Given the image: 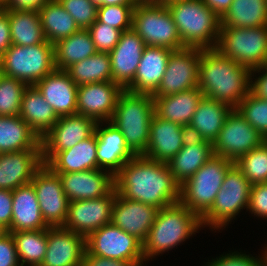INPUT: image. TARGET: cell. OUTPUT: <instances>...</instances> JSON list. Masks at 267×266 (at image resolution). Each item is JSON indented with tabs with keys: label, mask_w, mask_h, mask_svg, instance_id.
Wrapping results in <instances>:
<instances>
[{
	"label": "cell",
	"mask_w": 267,
	"mask_h": 266,
	"mask_svg": "<svg viewBox=\"0 0 267 266\" xmlns=\"http://www.w3.org/2000/svg\"><path fill=\"white\" fill-rule=\"evenodd\" d=\"M85 237L63 227L47 228V248L40 266H82Z\"/></svg>",
	"instance_id": "ffe728a7"
},
{
	"label": "cell",
	"mask_w": 267,
	"mask_h": 266,
	"mask_svg": "<svg viewBox=\"0 0 267 266\" xmlns=\"http://www.w3.org/2000/svg\"><path fill=\"white\" fill-rule=\"evenodd\" d=\"M97 52L89 31L80 29L54 44L55 69L66 70Z\"/></svg>",
	"instance_id": "e575fe53"
},
{
	"label": "cell",
	"mask_w": 267,
	"mask_h": 266,
	"mask_svg": "<svg viewBox=\"0 0 267 266\" xmlns=\"http://www.w3.org/2000/svg\"><path fill=\"white\" fill-rule=\"evenodd\" d=\"M220 28H252L267 25L266 0H233L220 18Z\"/></svg>",
	"instance_id": "836d02e7"
},
{
	"label": "cell",
	"mask_w": 267,
	"mask_h": 266,
	"mask_svg": "<svg viewBox=\"0 0 267 266\" xmlns=\"http://www.w3.org/2000/svg\"><path fill=\"white\" fill-rule=\"evenodd\" d=\"M34 86L58 117L77 114L78 86L66 70L54 69Z\"/></svg>",
	"instance_id": "d4e9b609"
},
{
	"label": "cell",
	"mask_w": 267,
	"mask_h": 266,
	"mask_svg": "<svg viewBox=\"0 0 267 266\" xmlns=\"http://www.w3.org/2000/svg\"><path fill=\"white\" fill-rule=\"evenodd\" d=\"M136 5H104L97 10V21L122 32L132 29V14Z\"/></svg>",
	"instance_id": "7bdbcfd3"
},
{
	"label": "cell",
	"mask_w": 267,
	"mask_h": 266,
	"mask_svg": "<svg viewBox=\"0 0 267 266\" xmlns=\"http://www.w3.org/2000/svg\"><path fill=\"white\" fill-rule=\"evenodd\" d=\"M28 85L16 78L0 75V116H18Z\"/></svg>",
	"instance_id": "60d3db41"
},
{
	"label": "cell",
	"mask_w": 267,
	"mask_h": 266,
	"mask_svg": "<svg viewBox=\"0 0 267 266\" xmlns=\"http://www.w3.org/2000/svg\"><path fill=\"white\" fill-rule=\"evenodd\" d=\"M74 18L79 29L87 30L97 20L98 7L90 0H57Z\"/></svg>",
	"instance_id": "ee69618b"
},
{
	"label": "cell",
	"mask_w": 267,
	"mask_h": 266,
	"mask_svg": "<svg viewBox=\"0 0 267 266\" xmlns=\"http://www.w3.org/2000/svg\"><path fill=\"white\" fill-rule=\"evenodd\" d=\"M265 141L266 139L245 120L237 109H232L212 143L213 153L235 163Z\"/></svg>",
	"instance_id": "7c38bea8"
},
{
	"label": "cell",
	"mask_w": 267,
	"mask_h": 266,
	"mask_svg": "<svg viewBox=\"0 0 267 266\" xmlns=\"http://www.w3.org/2000/svg\"><path fill=\"white\" fill-rule=\"evenodd\" d=\"M95 134L98 169L108 171L115 176L135 155L127 147L123 134L110 121L97 122Z\"/></svg>",
	"instance_id": "603a6c76"
},
{
	"label": "cell",
	"mask_w": 267,
	"mask_h": 266,
	"mask_svg": "<svg viewBox=\"0 0 267 266\" xmlns=\"http://www.w3.org/2000/svg\"><path fill=\"white\" fill-rule=\"evenodd\" d=\"M247 211L259 218H267V183L251 186Z\"/></svg>",
	"instance_id": "7dc6e473"
},
{
	"label": "cell",
	"mask_w": 267,
	"mask_h": 266,
	"mask_svg": "<svg viewBox=\"0 0 267 266\" xmlns=\"http://www.w3.org/2000/svg\"><path fill=\"white\" fill-rule=\"evenodd\" d=\"M19 116L41 139L59 119L54 109L34 85L24 90Z\"/></svg>",
	"instance_id": "d6a6232c"
},
{
	"label": "cell",
	"mask_w": 267,
	"mask_h": 266,
	"mask_svg": "<svg viewBox=\"0 0 267 266\" xmlns=\"http://www.w3.org/2000/svg\"><path fill=\"white\" fill-rule=\"evenodd\" d=\"M12 44L31 46L43 43L46 37L36 10H8Z\"/></svg>",
	"instance_id": "8d00e7d4"
},
{
	"label": "cell",
	"mask_w": 267,
	"mask_h": 266,
	"mask_svg": "<svg viewBox=\"0 0 267 266\" xmlns=\"http://www.w3.org/2000/svg\"><path fill=\"white\" fill-rule=\"evenodd\" d=\"M82 266H137L129 261H121L111 258L95 256L86 250L83 256Z\"/></svg>",
	"instance_id": "f907efd6"
},
{
	"label": "cell",
	"mask_w": 267,
	"mask_h": 266,
	"mask_svg": "<svg viewBox=\"0 0 267 266\" xmlns=\"http://www.w3.org/2000/svg\"><path fill=\"white\" fill-rule=\"evenodd\" d=\"M21 266H40L47 248V228L10 232Z\"/></svg>",
	"instance_id": "f35d334b"
},
{
	"label": "cell",
	"mask_w": 267,
	"mask_h": 266,
	"mask_svg": "<svg viewBox=\"0 0 267 266\" xmlns=\"http://www.w3.org/2000/svg\"><path fill=\"white\" fill-rule=\"evenodd\" d=\"M115 190L121 197L158 209L180 201V184L167 163L135 156L114 176Z\"/></svg>",
	"instance_id": "6da1fadb"
},
{
	"label": "cell",
	"mask_w": 267,
	"mask_h": 266,
	"mask_svg": "<svg viewBox=\"0 0 267 266\" xmlns=\"http://www.w3.org/2000/svg\"><path fill=\"white\" fill-rule=\"evenodd\" d=\"M189 137L186 127L160 118L156 113L150 122L149 143L143 157L168 163Z\"/></svg>",
	"instance_id": "ac0fdd59"
},
{
	"label": "cell",
	"mask_w": 267,
	"mask_h": 266,
	"mask_svg": "<svg viewBox=\"0 0 267 266\" xmlns=\"http://www.w3.org/2000/svg\"><path fill=\"white\" fill-rule=\"evenodd\" d=\"M97 7L106 5V0H90Z\"/></svg>",
	"instance_id": "91938a15"
},
{
	"label": "cell",
	"mask_w": 267,
	"mask_h": 266,
	"mask_svg": "<svg viewBox=\"0 0 267 266\" xmlns=\"http://www.w3.org/2000/svg\"><path fill=\"white\" fill-rule=\"evenodd\" d=\"M219 18H221L231 6L233 0H202Z\"/></svg>",
	"instance_id": "11a10c76"
},
{
	"label": "cell",
	"mask_w": 267,
	"mask_h": 266,
	"mask_svg": "<svg viewBox=\"0 0 267 266\" xmlns=\"http://www.w3.org/2000/svg\"><path fill=\"white\" fill-rule=\"evenodd\" d=\"M12 218L9 232L49 228L45 223L33 185L26 184L12 191Z\"/></svg>",
	"instance_id": "4316f807"
},
{
	"label": "cell",
	"mask_w": 267,
	"mask_h": 266,
	"mask_svg": "<svg viewBox=\"0 0 267 266\" xmlns=\"http://www.w3.org/2000/svg\"><path fill=\"white\" fill-rule=\"evenodd\" d=\"M97 122L84 115L59 117L41 139L42 160L46 164L57 152L72 148L95 133Z\"/></svg>",
	"instance_id": "9a60e30c"
},
{
	"label": "cell",
	"mask_w": 267,
	"mask_h": 266,
	"mask_svg": "<svg viewBox=\"0 0 267 266\" xmlns=\"http://www.w3.org/2000/svg\"><path fill=\"white\" fill-rule=\"evenodd\" d=\"M1 74L35 85L55 69L54 45L44 41L31 46L11 47L0 57Z\"/></svg>",
	"instance_id": "52a82bcc"
},
{
	"label": "cell",
	"mask_w": 267,
	"mask_h": 266,
	"mask_svg": "<svg viewBox=\"0 0 267 266\" xmlns=\"http://www.w3.org/2000/svg\"><path fill=\"white\" fill-rule=\"evenodd\" d=\"M9 233L8 228L0 223V239Z\"/></svg>",
	"instance_id": "680465c9"
},
{
	"label": "cell",
	"mask_w": 267,
	"mask_h": 266,
	"mask_svg": "<svg viewBox=\"0 0 267 266\" xmlns=\"http://www.w3.org/2000/svg\"><path fill=\"white\" fill-rule=\"evenodd\" d=\"M236 109L252 127L267 138V103L249 93Z\"/></svg>",
	"instance_id": "b9f144b4"
},
{
	"label": "cell",
	"mask_w": 267,
	"mask_h": 266,
	"mask_svg": "<svg viewBox=\"0 0 267 266\" xmlns=\"http://www.w3.org/2000/svg\"><path fill=\"white\" fill-rule=\"evenodd\" d=\"M167 7L184 47L216 48L220 18L202 0H180Z\"/></svg>",
	"instance_id": "5b68a950"
},
{
	"label": "cell",
	"mask_w": 267,
	"mask_h": 266,
	"mask_svg": "<svg viewBox=\"0 0 267 266\" xmlns=\"http://www.w3.org/2000/svg\"><path fill=\"white\" fill-rule=\"evenodd\" d=\"M264 249H265V251H263V252L265 254V266H267V246Z\"/></svg>",
	"instance_id": "6125c7cd"
},
{
	"label": "cell",
	"mask_w": 267,
	"mask_h": 266,
	"mask_svg": "<svg viewBox=\"0 0 267 266\" xmlns=\"http://www.w3.org/2000/svg\"><path fill=\"white\" fill-rule=\"evenodd\" d=\"M38 13L48 43L54 45L80 30L74 18L57 0H50L44 4Z\"/></svg>",
	"instance_id": "d590c367"
},
{
	"label": "cell",
	"mask_w": 267,
	"mask_h": 266,
	"mask_svg": "<svg viewBox=\"0 0 267 266\" xmlns=\"http://www.w3.org/2000/svg\"><path fill=\"white\" fill-rule=\"evenodd\" d=\"M232 109L222 102L203 96L187 127L189 136L213 143Z\"/></svg>",
	"instance_id": "83f0119b"
},
{
	"label": "cell",
	"mask_w": 267,
	"mask_h": 266,
	"mask_svg": "<svg viewBox=\"0 0 267 266\" xmlns=\"http://www.w3.org/2000/svg\"><path fill=\"white\" fill-rule=\"evenodd\" d=\"M86 251L95 256L129 261L143 266V243L119 227L109 223L85 238Z\"/></svg>",
	"instance_id": "8fae6325"
},
{
	"label": "cell",
	"mask_w": 267,
	"mask_h": 266,
	"mask_svg": "<svg viewBox=\"0 0 267 266\" xmlns=\"http://www.w3.org/2000/svg\"><path fill=\"white\" fill-rule=\"evenodd\" d=\"M137 5H164V0H136Z\"/></svg>",
	"instance_id": "6f0895ef"
},
{
	"label": "cell",
	"mask_w": 267,
	"mask_h": 266,
	"mask_svg": "<svg viewBox=\"0 0 267 266\" xmlns=\"http://www.w3.org/2000/svg\"><path fill=\"white\" fill-rule=\"evenodd\" d=\"M261 257L256 256L253 257L250 254L241 253L238 251L225 253V255H220V257H216L215 259L208 260L203 266H265V254Z\"/></svg>",
	"instance_id": "bcb514c9"
},
{
	"label": "cell",
	"mask_w": 267,
	"mask_h": 266,
	"mask_svg": "<svg viewBox=\"0 0 267 266\" xmlns=\"http://www.w3.org/2000/svg\"><path fill=\"white\" fill-rule=\"evenodd\" d=\"M50 0H6L4 10H36L38 11Z\"/></svg>",
	"instance_id": "db71d44e"
},
{
	"label": "cell",
	"mask_w": 267,
	"mask_h": 266,
	"mask_svg": "<svg viewBox=\"0 0 267 266\" xmlns=\"http://www.w3.org/2000/svg\"><path fill=\"white\" fill-rule=\"evenodd\" d=\"M145 46L139 35L130 29L121 33L119 42L109 53L112 81L124 90L134 80Z\"/></svg>",
	"instance_id": "7402d4cb"
},
{
	"label": "cell",
	"mask_w": 267,
	"mask_h": 266,
	"mask_svg": "<svg viewBox=\"0 0 267 266\" xmlns=\"http://www.w3.org/2000/svg\"><path fill=\"white\" fill-rule=\"evenodd\" d=\"M22 150H42L41 138L19 115L0 116V154Z\"/></svg>",
	"instance_id": "1f68e13d"
},
{
	"label": "cell",
	"mask_w": 267,
	"mask_h": 266,
	"mask_svg": "<svg viewBox=\"0 0 267 266\" xmlns=\"http://www.w3.org/2000/svg\"><path fill=\"white\" fill-rule=\"evenodd\" d=\"M8 10L0 8V57L11 47Z\"/></svg>",
	"instance_id": "816d5d0a"
},
{
	"label": "cell",
	"mask_w": 267,
	"mask_h": 266,
	"mask_svg": "<svg viewBox=\"0 0 267 266\" xmlns=\"http://www.w3.org/2000/svg\"><path fill=\"white\" fill-rule=\"evenodd\" d=\"M216 49L252 71L267 62V25L252 28H220Z\"/></svg>",
	"instance_id": "ba28073f"
},
{
	"label": "cell",
	"mask_w": 267,
	"mask_h": 266,
	"mask_svg": "<svg viewBox=\"0 0 267 266\" xmlns=\"http://www.w3.org/2000/svg\"><path fill=\"white\" fill-rule=\"evenodd\" d=\"M124 89L113 81L78 86L77 114L96 122L110 121Z\"/></svg>",
	"instance_id": "e0dca14e"
},
{
	"label": "cell",
	"mask_w": 267,
	"mask_h": 266,
	"mask_svg": "<svg viewBox=\"0 0 267 266\" xmlns=\"http://www.w3.org/2000/svg\"><path fill=\"white\" fill-rule=\"evenodd\" d=\"M154 114L155 103L151 94L124 90L118 98L110 122L123 134L127 147L135 156H143L146 152Z\"/></svg>",
	"instance_id": "277c9868"
},
{
	"label": "cell",
	"mask_w": 267,
	"mask_h": 266,
	"mask_svg": "<svg viewBox=\"0 0 267 266\" xmlns=\"http://www.w3.org/2000/svg\"><path fill=\"white\" fill-rule=\"evenodd\" d=\"M158 210L157 207L116 194L112 206L111 223L143 243L154 224Z\"/></svg>",
	"instance_id": "d6986e66"
},
{
	"label": "cell",
	"mask_w": 267,
	"mask_h": 266,
	"mask_svg": "<svg viewBox=\"0 0 267 266\" xmlns=\"http://www.w3.org/2000/svg\"><path fill=\"white\" fill-rule=\"evenodd\" d=\"M66 71L77 86L112 81L109 53L97 52L82 61L72 64Z\"/></svg>",
	"instance_id": "74e56055"
},
{
	"label": "cell",
	"mask_w": 267,
	"mask_h": 266,
	"mask_svg": "<svg viewBox=\"0 0 267 266\" xmlns=\"http://www.w3.org/2000/svg\"><path fill=\"white\" fill-rule=\"evenodd\" d=\"M46 165L57 174L98 169L96 134L72 148L57 152Z\"/></svg>",
	"instance_id": "f546056e"
},
{
	"label": "cell",
	"mask_w": 267,
	"mask_h": 266,
	"mask_svg": "<svg viewBox=\"0 0 267 266\" xmlns=\"http://www.w3.org/2000/svg\"><path fill=\"white\" fill-rule=\"evenodd\" d=\"M106 5H137L136 0H106Z\"/></svg>",
	"instance_id": "9f6ffc18"
},
{
	"label": "cell",
	"mask_w": 267,
	"mask_h": 266,
	"mask_svg": "<svg viewBox=\"0 0 267 266\" xmlns=\"http://www.w3.org/2000/svg\"><path fill=\"white\" fill-rule=\"evenodd\" d=\"M172 51L165 47L145 46L134 80L125 90L153 95L165 74Z\"/></svg>",
	"instance_id": "484cf974"
},
{
	"label": "cell",
	"mask_w": 267,
	"mask_h": 266,
	"mask_svg": "<svg viewBox=\"0 0 267 266\" xmlns=\"http://www.w3.org/2000/svg\"><path fill=\"white\" fill-rule=\"evenodd\" d=\"M256 73L259 74L258 77ZM250 93L267 103V66L259 67L250 72Z\"/></svg>",
	"instance_id": "681fc988"
},
{
	"label": "cell",
	"mask_w": 267,
	"mask_h": 266,
	"mask_svg": "<svg viewBox=\"0 0 267 266\" xmlns=\"http://www.w3.org/2000/svg\"><path fill=\"white\" fill-rule=\"evenodd\" d=\"M31 184L35 189L45 223L49 227H63L68 214L69 200L58 174L43 164L34 174Z\"/></svg>",
	"instance_id": "4fadbf2b"
},
{
	"label": "cell",
	"mask_w": 267,
	"mask_h": 266,
	"mask_svg": "<svg viewBox=\"0 0 267 266\" xmlns=\"http://www.w3.org/2000/svg\"><path fill=\"white\" fill-rule=\"evenodd\" d=\"M213 155L211 142L189 136L182 149L167 165L174 179L182 185L213 157Z\"/></svg>",
	"instance_id": "f1b7e54d"
},
{
	"label": "cell",
	"mask_w": 267,
	"mask_h": 266,
	"mask_svg": "<svg viewBox=\"0 0 267 266\" xmlns=\"http://www.w3.org/2000/svg\"><path fill=\"white\" fill-rule=\"evenodd\" d=\"M201 228V218L180 202L159 209L154 224L143 242L145 262L177 248L193 234L196 235Z\"/></svg>",
	"instance_id": "3957f363"
},
{
	"label": "cell",
	"mask_w": 267,
	"mask_h": 266,
	"mask_svg": "<svg viewBox=\"0 0 267 266\" xmlns=\"http://www.w3.org/2000/svg\"><path fill=\"white\" fill-rule=\"evenodd\" d=\"M132 29L146 46L170 50L184 48L172 14L164 5H136L132 14Z\"/></svg>",
	"instance_id": "30bf717a"
},
{
	"label": "cell",
	"mask_w": 267,
	"mask_h": 266,
	"mask_svg": "<svg viewBox=\"0 0 267 266\" xmlns=\"http://www.w3.org/2000/svg\"><path fill=\"white\" fill-rule=\"evenodd\" d=\"M0 266H21L10 232L0 239Z\"/></svg>",
	"instance_id": "c3c4849f"
},
{
	"label": "cell",
	"mask_w": 267,
	"mask_h": 266,
	"mask_svg": "<svg viewBox=\"0 0 267 266\" xmlns=\"http://www.w3.org/2000/svg\"><path fill=\"white\" fill-rule=\"evenodd\" d=\"M252 184L234 164L223 179L210 209L201 217L202 226L214 230L226 228L241 210H247Z\"/></svg>",
	"instance_id": "9c48e42d"
},
{
	"label": "cell",
	"mask_w": 267,
	"mask_h": 266,
	"mask_svg": "<svg viewBox=\"0 0 267 266\" xmlns=\"http://www.w3.org/2000/svg\"><path fill=\"white\" fill-rule=\"evenodd\" d=\"M200 57V48L173 50L160 85L152 96H167L198 87Z\"/></svg>",
	"instance_id": "5bb4252c"
},
{
	"label": "cell",
	"mask_w": 267,
	"mask_h": 266,
	"mask_svg": "<svg viewBox=\"0 0 267 266\" xmlns=\"http://www.w3.org/2000/svg\"><path fill=\"white\" fill-rule=\"evenodd\" d=\"M98 52L110 53L119 42L122 31L97 20L87 29Z\"/></svg>",
	"instance_id": "f6af8a7d"
},
{
	"label": "cell",
	"mask_w": 267,
	"mask_h": 266,
	"mask_svg": "<svg viewBox=\"0 0 267 266\" xmlns=\"http://www.w3.org/2000/svg\"><path fill=\"white\" fill-rule=\"evenodd\" d=\"M250 72L216 48L201 49L198 88L204 97L236 109L250 93Z\"/></svg>",
	"instance_id": "7a4b0ae2"
},
{
	"label": "cell",
	"mask_w": 267,
	"mask_h": 266,
	"mask_svg": "<svg viewBox=\"0 0 267 266\" xmlns=\"http://www.w3.org/2000/svg\"><path fill=\"white\" fill-rule=\"evenodd\" d=\"M69 202L108 195L114 188V176L102 169L58 174Z\"/></svg>",
	"instance_id": "44dd1931"
},
{
	"label": "cell",
	"mask_w": 267,
	"mask_h": 266,
	"mask_svg": "<svg viewBox=\"0 0 267 266\" xmlns=\"http://www.w3.org/2000/svg\"><path fill=\"white\" fill-rule=\"evenodd\" d=\"M6 0H0V8L5 6Z\"/></svg>",
	"instance_id": "be15d7a7"
},
{
	"label": "cell",
	"mask_w": 267,
	"mask_h": 266,
	"mask_svg": "<svg viewBox=\"0 0 267 266\" xmlns=\"http://www.w3.org/2000/svg\"><path fill=\"white\" fill-rule=\"evenodd\" d=\"M12 191L0 189V223L9 228L12 218Z\"/></svg>",
	"instance_id": "f5cc1de1"
},
{
	"label": "cell",
	"mask_w": 267,
	"mask_h": 266,
	"mask_svg": "<svg viewBox=\"0 0 267 266\" xmlns=\"http://www.w3.org/2000/svg\"><path fill=\"white\" fill-rule=\"evenodd\" d=\"M115 188L106 196L69 202L68 214L63 228L85 238L102 226L111 223Z\"/></svg>",
	"instance_id": "2e32d148"
},
{
	"label": "cell",
	"mask_w": 267,
	"mask_h": 266,
	"mask_svg": "<svg viewBox=\"0 0 267 266\" xmlns=\"http://www.w3.org/2000/svg\"><path fill=\"white\" fill-rule=\"evenodd\" d=\"M235 165L252 185L267 183V142L242 156Z\"/></svg>",
	"instance_id": "ab89813d"
},
{
	"label": "cell",
	"mask_w": 267,
	"mask_h": 266,
	"mask_svg": "<svg viewBox=\"0 0 267 266\" xmlns=\"http://www.w3.org/2000/svg\"><path fill=\"white\" fill-rule=\"evenodd\" d=\"M155 113L162 119L188 127L203 98L202 91L196 87L167 96H153Z\"/></svg>",
	"instance_id": "4dcf8cb0"
},
{
	"label": "cell",
	"mask_w": 267,
	"mask_h": 266,
	"mask_svg": "<svg viewBox=\"0 0 267 266\" xmlns=\"http://www.w3.org/2000/svg\"><path fill=\"white\" fill-rule=\"evenodd\" d=\"M229 159L213 155L191 178L180 185V203L200 218L210 209L228 170Z\"/></svg>",
	"instance_id": "8992f818"
},
{
	"label": "cell",
	"mask_w": 267,
	"mask_h": 266,
	"mask_svg": "<svg viewBox=\"0 0 267 266\" xmlns=\"http://www.w3.org/2000/svg\"><path fill=\"white\" fill-rule=\"evenodd\" d=\"M43 165L42 150H22L0 154V189L13 191L30 184Z\"/></svg>",
	"instance_id": "cb8c5ba5"
},
{
	"label": "cell",
	"mask_w": 267,
	"mask_h": 266,
	"mask_svg": "<svg viewBox=\"0 0 267 266\" xmlns=\"http://www.w3.org/2000/svg\"><path fill=\"white\" fill-rule=\"evenodd\" d=\"M175 1H180V0H164V6H167L168 4H171Z\"/></svg>",
	"instance_id": "94428289"
}]
</instances>
